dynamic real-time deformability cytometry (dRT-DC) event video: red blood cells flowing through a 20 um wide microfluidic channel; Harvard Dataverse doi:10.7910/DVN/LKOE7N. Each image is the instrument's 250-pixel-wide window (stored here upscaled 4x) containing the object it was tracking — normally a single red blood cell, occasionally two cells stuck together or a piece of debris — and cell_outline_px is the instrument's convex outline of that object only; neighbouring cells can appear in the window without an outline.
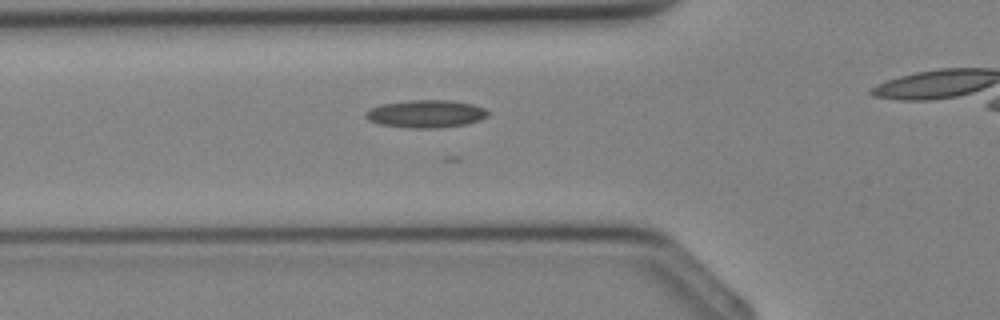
{"species": "Egyptian fruit bat (a non-hibernating species)", "species_latin": "Rousettus aegyptiacus", "temperature_condition": "cold", "stored_images_in_passage": 13, "segment_of_instrument_passage": [1, 2], "camera_frame_rate_fps": 3000, "um_per_image_px": 0.085, "animal": {"sex": "female"}, "frame": {"image": 1, "passage_image": 7, "time_ms": 2.0, "image_size_px": [1000, 320], "cell_outline_px": [[488, 116], [480, 120], [468, 124], [440, 128], [408, 128], [380, 124], [368, 120], [364, 116], [372, 108], [380, 104], [412, 100], [452, 100], [472, 104], [484, 108], [488, 112]], "centroid_in_image_um": [36.23, 9.68], "position_along_channel_um": 89.6, "area_um2": 19.77}}
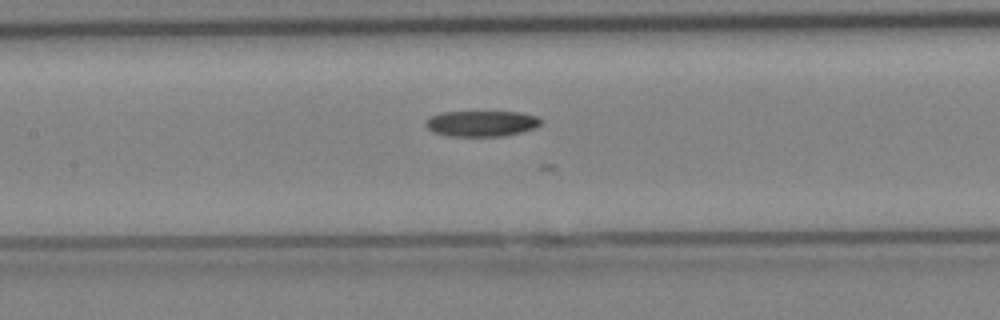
{"frame": {"image": 2, "passage_image": 11, "time_ms": 3.333, "image_size_px": [1000, 320], "cell_outline_px": [[540, 124], [536, 128], [504, 136], [452, 136], [432, 132], [424, 124], [432, 116], [440, 112], [520, 112], [540, 116]], "centroid_in_image_um": [40.96, 10.49], "position_along_channel_um": 166.4, "area_um2": 17.28}}